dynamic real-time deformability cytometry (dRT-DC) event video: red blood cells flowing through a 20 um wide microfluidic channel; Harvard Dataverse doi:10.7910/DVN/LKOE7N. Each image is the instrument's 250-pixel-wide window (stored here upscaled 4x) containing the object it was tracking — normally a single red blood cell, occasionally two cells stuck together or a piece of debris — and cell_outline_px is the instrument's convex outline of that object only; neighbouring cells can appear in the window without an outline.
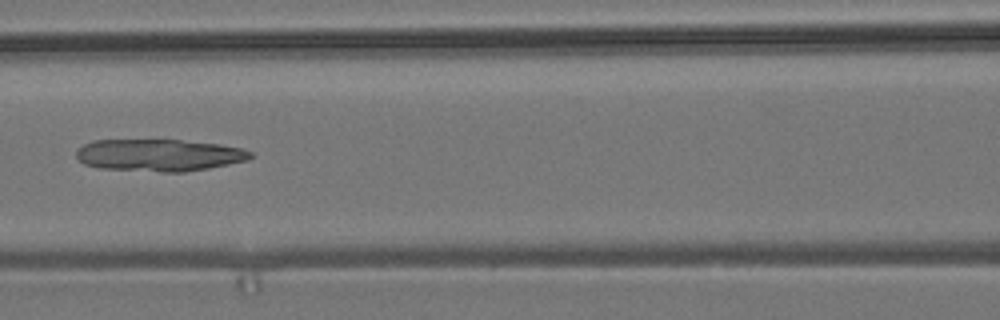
{"species": "common noctule bat (a hibernating species)", "species_latin": "Nyctalus noctula", "temperature_condition": "room temperature", "stored_images_in_passage": 4, "camera_frame_rate_fps": 3000, "um_per_image_px": 0.085, "animal": {"sex": "male", "body_mass_g": 19.2, "forearm_length_mm": 51.8}, "frame": {"image": 1, "passage_image": 4, "time_ms": 3.667, "image_size_px": [1000, 320], "cell_outline_px": [[252, 156], [248, 160], [208, 168], [184, 172], [160, 172], [100, 168], [84, 164], [76, 156], [76, 152], [84, 144], [92, 140], [180, 140], [220, 144], [240, 148], [252, 152]], "centroid_in_image_um": [13.52, 13.19], "position_along_channel_um": 153.1, "area_um2": 32.48}}